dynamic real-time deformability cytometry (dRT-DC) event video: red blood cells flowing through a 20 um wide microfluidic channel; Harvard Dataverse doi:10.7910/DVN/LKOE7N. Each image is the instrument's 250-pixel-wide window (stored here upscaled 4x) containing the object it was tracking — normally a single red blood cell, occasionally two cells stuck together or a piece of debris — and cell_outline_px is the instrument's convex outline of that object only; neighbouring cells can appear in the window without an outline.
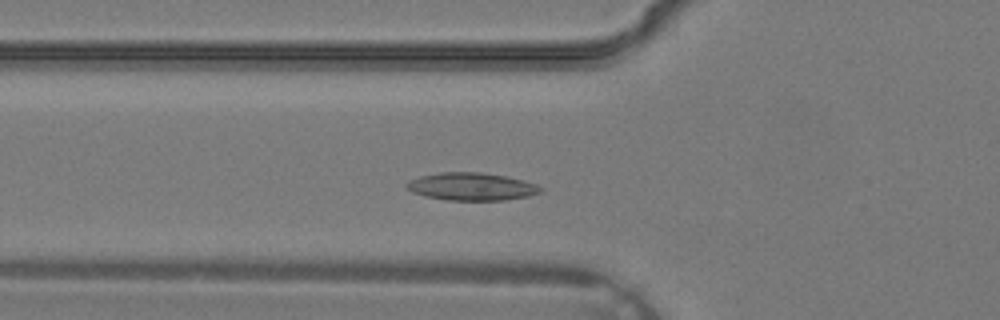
{"species": "common noctule bat (a hibernating species)", "species_latin": "Nyctalus noctula", "temperature_condition": "warm", "stored_images_in_passage": 27, "camera_frame_rate_fps": 3000, "um_per_image_px": 0.085, "animal": {"sex": "male", "body_mass_g": 19.2, "forearm_length_mm": 51.8}, "frame": {"image": 1, "passage_image": 8, "time_ms": 2.333, "image_size_px": [1000, 320], "cell_outline_px": [[544, 188], [540, 192], [528, 196], [504, 200], [448, 200], [424, 196], [412, 192], [404, 184], [408, 180], [420, 176], [440, 172], [480, 172], [504, 176], [524, 180], [536, 184]], "centroid_in_image_um": [40.06, 15.85], "position_along_channel_um": 85.7, "area_um2": 21.62}}
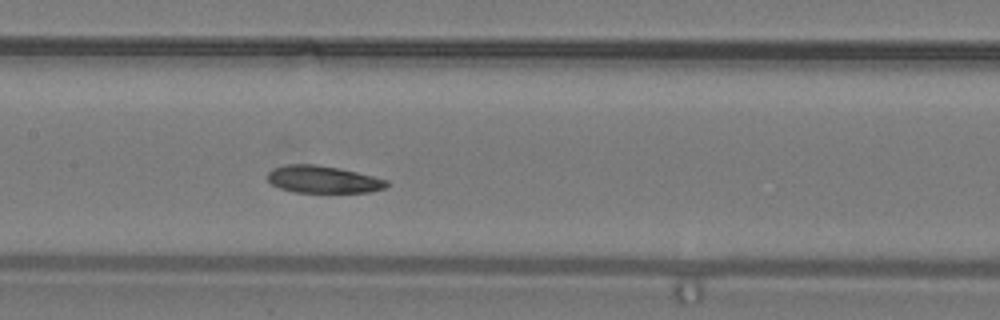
{"frame": {"image": 2, "passage_image": 13, "time_ms": 4.0, "image_size_px": [1000, 320], "cell_outline_px": [[388, 184], [384, 188], [368, 192], [296, 192], [280, 188], [272, 184], [268, 180], [268, 172], [272, 168], [284, 164], [316, 164], [340, 168], [388, 180]], "centroid_in_image_um": [27.43, 15.24], "position_along_channel_um": 180.0, "area_um2": 18.84}}
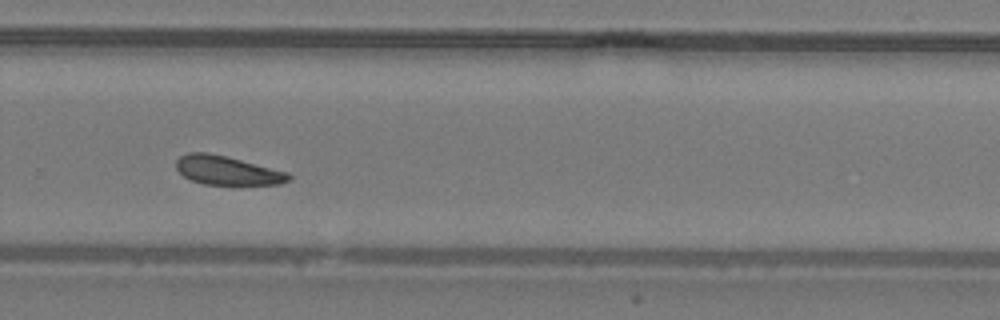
{"frame": {"image": 3, "passage_image": 20, "time_ms": 6.333, "image_size_px": [1000, 320], "cell_outline_px": [[292, 176], [288, 180], [280, 184], [204, 184], [192, 180], [184, 176], [176, 168], [176, 160], [180, 156], [188, 152], [208, 152], [288, 172]], "centroid_in_image_um": [19.28, 14.48], "position_along_channel_um": 310.5, "area_um2": 18.61}}